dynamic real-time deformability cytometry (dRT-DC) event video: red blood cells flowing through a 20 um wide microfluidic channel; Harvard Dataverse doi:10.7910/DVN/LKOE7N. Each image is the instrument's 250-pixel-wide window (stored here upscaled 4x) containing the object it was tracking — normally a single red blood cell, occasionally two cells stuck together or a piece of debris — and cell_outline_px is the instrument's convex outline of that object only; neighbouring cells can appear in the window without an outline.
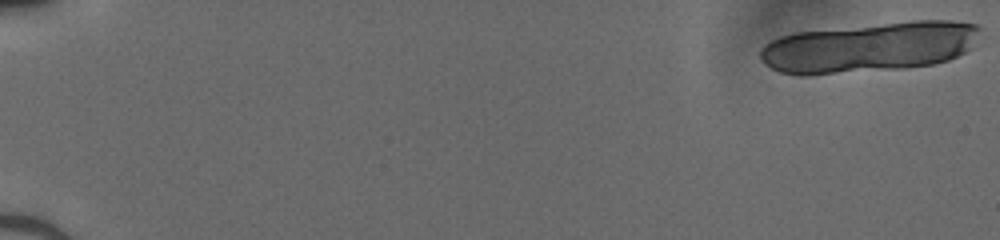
{"species": "human", "species_latin": "Homo sapiens", "temperature_condition": "cold", "stored_images_in_passage": 23, "camera_frame_rate_fps": 3000, "um_per_image_px": 0.085, "donor": {"sex": "male"}, "frame": {"image": 1, "passage_image": 1, "time_ms": 0.0, "image_size_px": [1000, 240], "cell_outline_px": [[984, 28], [972, 48], [948, 60], [932, 64], [904, 68], [808, 76], [800, 76], [780, 72], [764, 64], [760, 60], [760, 48], [764, 44], [780, 36], [796, 32], [912, 20], [952, 20], [976, 24]], "centroid_in_image_um": [73.9, 4.01], "position_along_channel_um": 11.1, "area_um2": 65.08}}
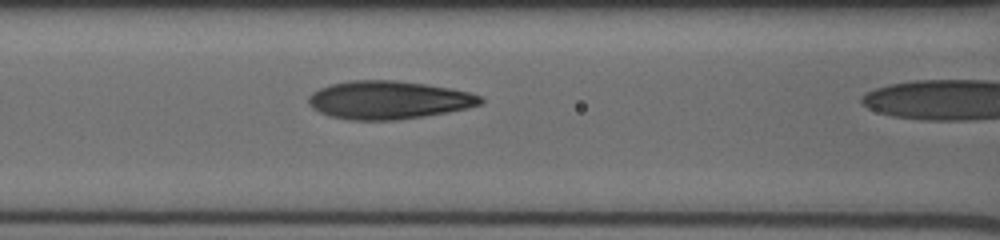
{"frame": {"image": 2, "passage_image": 22, "time_ms": 7.0, "image_size_px": [1000, 240], "cell_outline_px": [[484, 100], [480, 104], [468, 108], [448, 112], [424, 116], [396, 120], [348, 120], [328, 116], [312, 108], [308, 104], [308, 96], [312, 92], [320, 88], [332, 84], [348, 80], [396, 80], [424, 84], [448, 88], [468, 92], [480, 96]], "centroid_in_image_um": [32.98, 8.5], "position_along_channel_um": 133.6, "area_um2": 38.26}}